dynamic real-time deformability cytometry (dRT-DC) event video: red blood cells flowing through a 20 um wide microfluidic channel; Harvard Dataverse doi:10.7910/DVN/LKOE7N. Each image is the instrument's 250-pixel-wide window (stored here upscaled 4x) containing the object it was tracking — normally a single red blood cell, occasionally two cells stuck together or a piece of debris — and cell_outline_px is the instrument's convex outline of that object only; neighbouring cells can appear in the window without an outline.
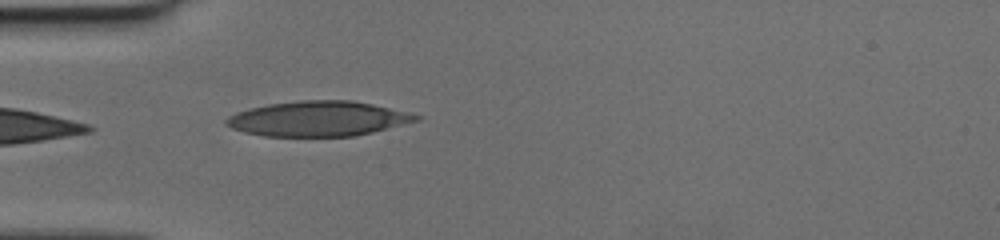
{"species": "human", "species_latin": "Homo sapiens", "temperature_condition": "cold", "stored_images_in_passage": 32, "camera_frame_rate_fps": 3000, "um_per_image_px": 0.085, "donor": {"sex": "female"}, "frame": {"image": 1, "passage_image": 1, "time_ms": 0.0, "image_size_px": [1000, 240], "cell_outline_px": [[420, 120], [372, 132], [352, 136], [264, 136], [244, 132], [232, 128], [224, 124], [224, 120], [228, 116], [236, 112], [268, 104], [300, 100], [352, 100], [372, 104], [420, 116]], "centroid_in_image_um": [26.98, 10.09], "position_along_channel_um": 58.0, "area_um2": 38.44}}
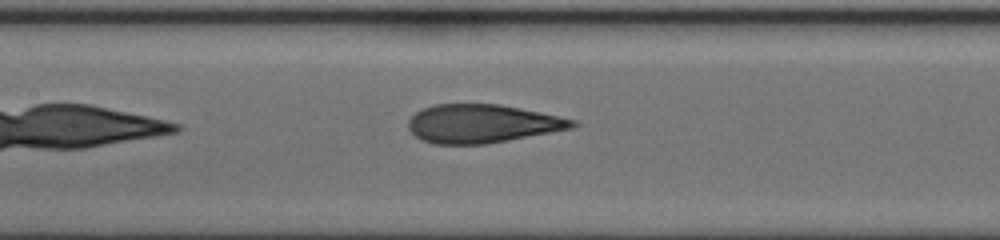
{"frame": {"image": 2, "passage_image": 9, "time_ms": 2.667, "image_size_px": [1000, 240], "cell_outline_px": [[580, 124], [572, 128], [508, 140], [484, 144], [432, 144], [420, 140], [408, 128], [408, 120], [416, 112], [424, 108], [436, 104], [500, 104], [520, 108], [576, 120]], "centroid_in_image_um": [40.96, 10.51], "position_along_channel_um": 166.4, "area_um2": 36.59}}
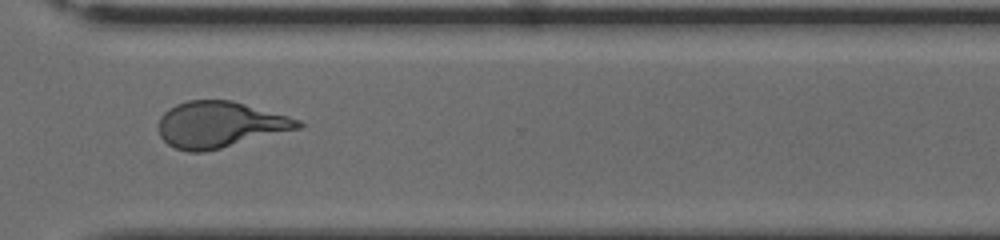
{"frame": {"image": 3, "passage_image": 22, "time_ms": 7.0, "image_size_px": [1000, 240], "cell_outline_px": [[304, 128], [204, 152], [188, 152], [176, 148], [168, 144], [160, 136], [160, 116], [168, 108], [176, 104], [188, 100], [232, 100], [288, 116], [300, 120], [304, 124]], "centroid_in_image_um": [18.72, 10.59], "position_along_channel_um": 351.9, "area_um2": 37.57}}